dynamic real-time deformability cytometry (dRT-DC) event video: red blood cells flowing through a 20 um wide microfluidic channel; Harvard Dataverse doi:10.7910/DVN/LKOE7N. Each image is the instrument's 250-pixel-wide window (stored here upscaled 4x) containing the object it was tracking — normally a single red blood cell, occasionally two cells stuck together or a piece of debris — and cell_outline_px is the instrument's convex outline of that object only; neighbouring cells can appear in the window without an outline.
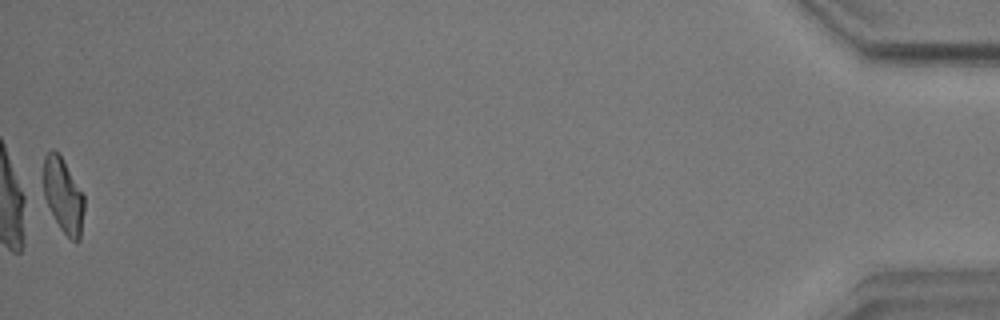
{"species": "common noctule bat (a hibernating species)", "species_latin": "Nyctalus noctula", "temperature_condition": "warm", "stored_images_in_passage": 56, "camera_frame_rate_fps": 3000, "um_per_image_px": 0.085, "animal": {"sex": "male", "body_mass_g": 17.9}, "frame": {"image": 1, "passage_image": 56, "time_ms": 18.333, "image_size_px": [1000, 320], "cell_outline_px": [[84, 208], [80, 240], [72, 240], [60, 228], [40, 196], [44, 156], [52, 148], [60, 156], [84, 196]], "centroid_in_image_um": [5.29, 16.61], "position_along_channel_um": 429.9, "area_um2": 18.09}, "authors_computed_cell_mechanics": {"area_um2": 18.785, "velocity_mm_per_s": 3.5148, "shape_relaxation_time_tau1_ms": 8.0079, "shape_relaxation_time_tau2_ms": 1.7062, "deformation_change_tau1": 0.1956, "deformation_change_tau2": 0.0916}}